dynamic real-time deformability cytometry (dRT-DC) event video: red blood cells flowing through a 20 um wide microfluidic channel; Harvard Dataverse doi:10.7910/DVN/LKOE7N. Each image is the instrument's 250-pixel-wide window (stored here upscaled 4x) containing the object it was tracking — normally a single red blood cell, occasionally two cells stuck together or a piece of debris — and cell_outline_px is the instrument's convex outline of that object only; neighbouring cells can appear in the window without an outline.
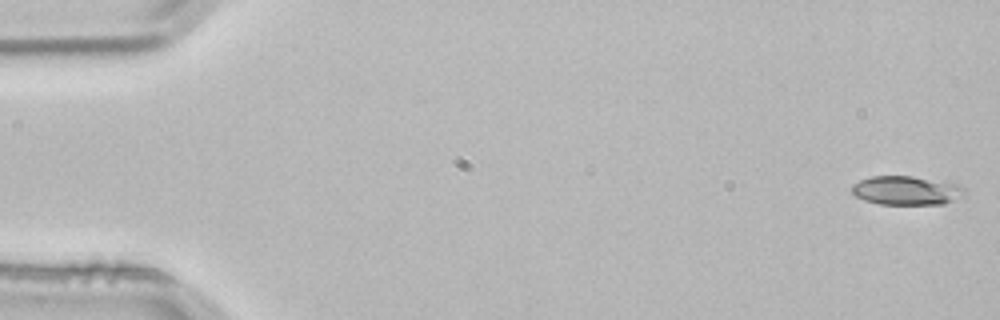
{"species": "common noctule bat (a hibernating species)", "species_latin": "Nyctalus noctula", "temperature_condition": "room temperature", "stored_images_in_passage": 4, "camera_frame_rate_fps": 3000, "um_per_image_px": 0.085, "animal": {"sex": "male", "body_mass_g": 21.5, "forearm_length_mm": 52.0}, "frame": {"image": 1, "passage_image": 1, "time_ms": 0.0, "image_size_px": [1000, 320], "cell_outline_px": [[968, 188], [964, 196], [944, 204], [880, 204], [864, 200], [856, 196], [852, 192], [852, 184], [860, 180], [872, 176], [912, 176], [960, 184]], "centroid_in_image_um": [77.1, 16.19], "position_along_channel_um": 7.9, "area_um2": 19.19}}